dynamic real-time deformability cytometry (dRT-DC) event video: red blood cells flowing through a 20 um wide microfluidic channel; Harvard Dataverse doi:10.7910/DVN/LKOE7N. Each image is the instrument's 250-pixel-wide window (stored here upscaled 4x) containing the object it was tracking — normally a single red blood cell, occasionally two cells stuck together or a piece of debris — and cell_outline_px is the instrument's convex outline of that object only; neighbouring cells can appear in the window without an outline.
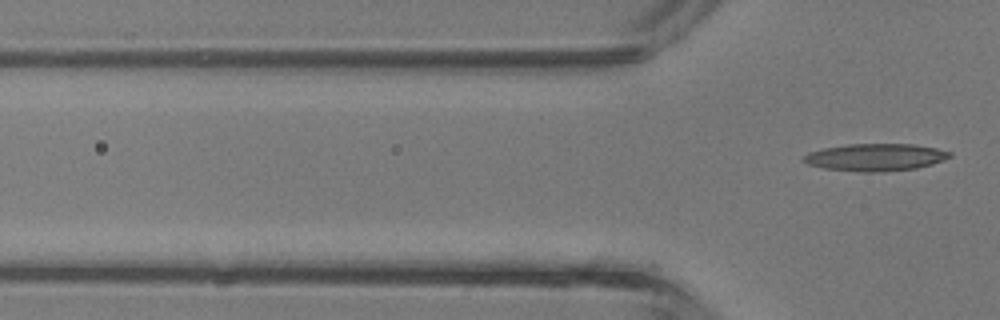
{"species": "common noctule bat (a hibernating species)", "species_latin": "Nyctalus noctula", "temperature_condition": "room temperature", "stored_images_in_passage": 5, "camera_frame_rate_fps": 3000, "um_per_image_px": 0.085, "animal": {"sex": "male", "body_mass_g": 13.3}, "frame": {"image": 1, "passage_image": 5, "time_ms": 1.333, "image_size_px": [1000, 320], "cell_outline_px": [[952, 156], [932, 164], [916, 168], [880, 172], [860, 172], [824, 168], [808, 164], [804, 160], [804, 156], [808, 152], [824, 148], [848, 144], [916, 144], [936, 148], [952, 152]], "centroid_in_image_um": [74.43, 13.36], "position_along_channel_um": 51.4, "area_um2": 23.18}}